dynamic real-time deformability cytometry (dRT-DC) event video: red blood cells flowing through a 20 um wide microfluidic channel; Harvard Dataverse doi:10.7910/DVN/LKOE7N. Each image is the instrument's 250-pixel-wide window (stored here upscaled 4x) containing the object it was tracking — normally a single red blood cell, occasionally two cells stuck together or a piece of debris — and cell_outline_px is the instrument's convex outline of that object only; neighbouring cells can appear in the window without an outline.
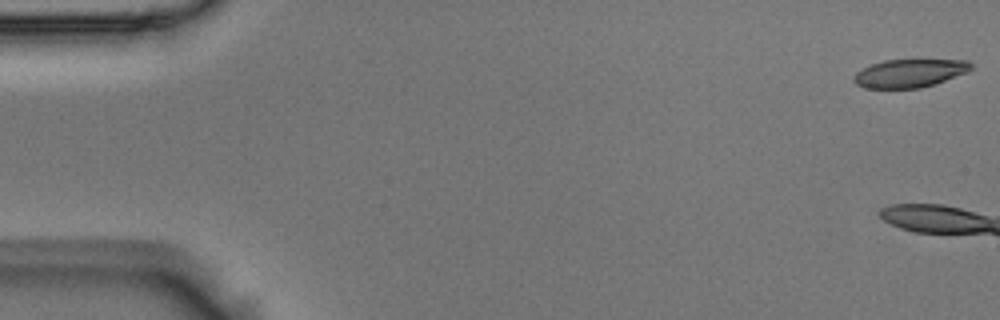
{"species": "Egyptian fruit bat (a non-hibernating species)", "species_latin": "Rousettus aegyptiacus", "temperature_condition": "room temperature", "stored_images_in_passage": 7, "camera_frame_rate_fps": 3000, "um_per_image_px": 0.085, "animal": {"sex": "male"}, "frame": {"image": 1, "passage_image": 1, "time_ms": 0.0, "image_size_px": [1000, 320], "cell_outline_px": [[972, 68], [968, 72], [920, 88], [864, 88], [856, 84], [852, 80], [852, 76], [856, 72], [872, 64], [884, 60], [968, 60], [972, 64]], "centroid_in_image_um": [77.28, 6.22], "position_along_channel_um": 7.7, "area_um2": 19.13}}